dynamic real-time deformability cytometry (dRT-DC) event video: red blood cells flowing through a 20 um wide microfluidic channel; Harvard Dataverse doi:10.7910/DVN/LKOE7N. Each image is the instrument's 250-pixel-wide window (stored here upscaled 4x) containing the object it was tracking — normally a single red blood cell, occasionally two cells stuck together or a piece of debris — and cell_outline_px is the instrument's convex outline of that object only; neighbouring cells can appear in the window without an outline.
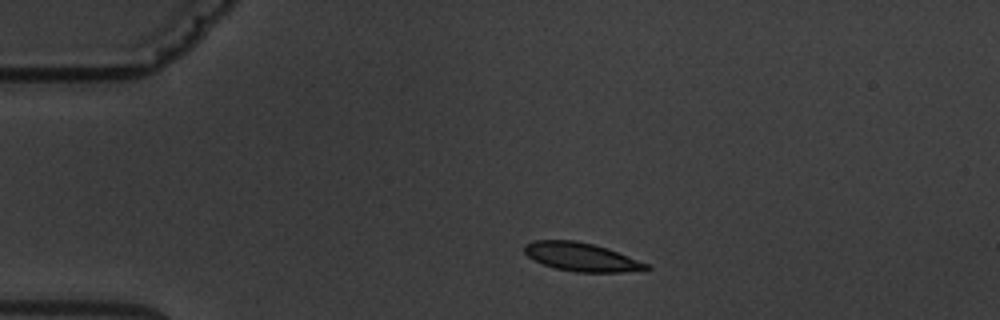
{"species": "common noctule bat (a hibernating species)", "species_latin": "Nyctalus noctula", "temperature_condition": "warm", "stored_images_in_passage": 9, "camera_frame_rate_fps": 3000, "um_per_image_px": 0.085, "animal": {"sex": "male", "body_mass_g": 19.5, "forearm_length_mm": 54.6}, "frame": {"image": 1, "passage_image": 2, "time_ms": 1.333, "image_size_px": [1000, 320], "cell_outline_px": [[652, 268], [644, 272], [576, 272], [556, 268], [544, 264], [528, 256], [524, 252], [524, 244], [532, 240], [576, 240], [608, 248], [648, 264]], "centroid_in_image_um": [49.47, 21.84], "position_along_channel_um": 35.5, "area_um2": 20.35}}
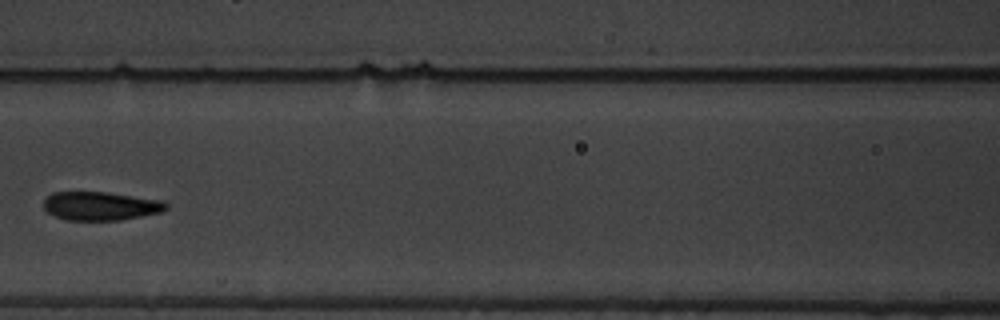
{"frame": {"image": 2, "passage_image": 6, "time_ms": 6.0, "image_size_px": [1000, 320], "cell_outline_px": [[168, 208], [160, 212], [120, 220], [68, 220], [56, 216], [48, 212], [44, 208], [44, 196], [52, 192], [108, 192], [164, 200], [168, 204]], "centroid_in_image_um": [8.55, 17.49], "position_along_channel_um": 158.0, "area_um2": 20.52}}
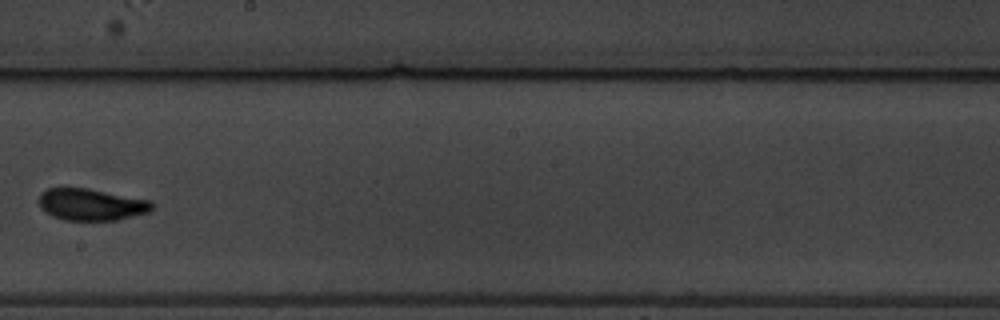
{"frame": {"image": 3, "passage_image": 8, "time_ms": 8.333, "image_size_px": [1000, 320], "cell_outline_px": [[156, 204], [148, 212], [116, 220], [64, 220], [52, 216], [40, 208], [36, 200], [40, 192], [48, 188], [88, 188], [152, 200]], "centroid_in_image_um": [7.73, 17.37], "position_along_channel_um": 240.5, "area_um2": 21.27}}